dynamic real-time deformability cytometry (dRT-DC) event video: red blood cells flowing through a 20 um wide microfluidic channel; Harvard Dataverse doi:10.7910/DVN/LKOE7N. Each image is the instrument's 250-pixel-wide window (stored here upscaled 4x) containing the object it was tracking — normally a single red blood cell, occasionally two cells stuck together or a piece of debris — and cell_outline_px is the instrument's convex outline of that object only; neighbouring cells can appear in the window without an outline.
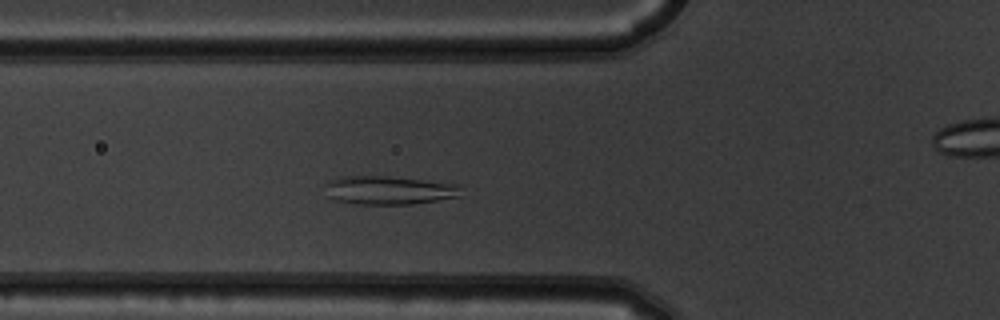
{"species": "common noctule bat (a hibernating species)", "species_latin": "Nyctalus noctula", "temperature_condition": "warm", "stored_images_in_passage": 4, "camera_frame_rate_fps": 3000, "um_per_image_px": 0.085, "animal": {"sex": "male", "body_mass_g": 19.5, "forearm_length_mm": 54.6}, "frame": {"image": 1, "passage_image": 3, "time_ms": 0.667, "image_size_px": [1000, 320], "cell_outline_px": [[460, 196], [412, 204], [360, 204], [336, 200], [328, 196], [324, 184], [328, 180], [340, 176], [388, 176], [460, 184]], "centroid_in_image_um": [33.03, 16.15], "position_along_channel_um": 92.8, "area_um2": 22.6}}